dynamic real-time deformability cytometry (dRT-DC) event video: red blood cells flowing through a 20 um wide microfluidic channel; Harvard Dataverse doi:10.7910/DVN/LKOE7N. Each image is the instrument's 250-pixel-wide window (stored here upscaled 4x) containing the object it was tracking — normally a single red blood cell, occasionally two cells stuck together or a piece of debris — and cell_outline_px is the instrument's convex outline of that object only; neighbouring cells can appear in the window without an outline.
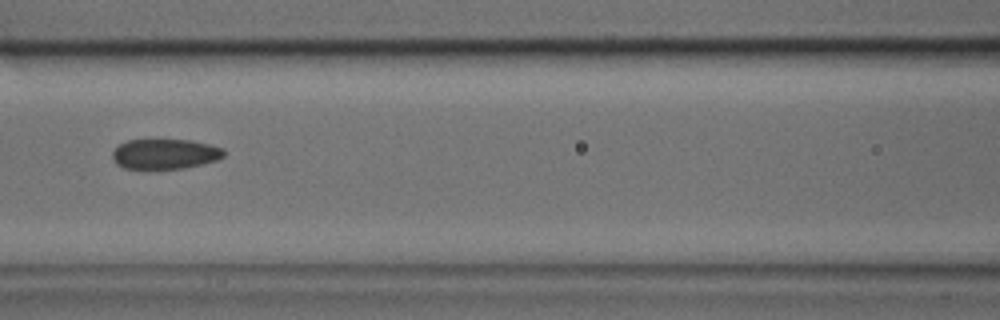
{"species": "common noctule bat (a hibernating species)", "species_latin": "Nyctalus noctula", "temperature_condition": "cold", "stored_images_in_passage": 4, "camera_frame_rate_fps": 3000, "um_per_image_px": 0.085, "animal": {"sex": "male", "body_mass_g": 17.9, "forearm_length_mm": 54.2}, "frame": {"image": 1, "passage_image": 4, "time_ms": 1.0, "image_size_px": [1000, 320], "cell_outline_px": [[224, 156], [216, 160], [184, 168], [156, 172], [124, 168], [116, 164], [112, 160], [112, 152], [120, 144], [128, 140], [192, 140], [224, 148]], "centroid_in_image_um": [13.97, 13.14], "position_along_channel_um": 152.6, "area_um2": 20.23}}